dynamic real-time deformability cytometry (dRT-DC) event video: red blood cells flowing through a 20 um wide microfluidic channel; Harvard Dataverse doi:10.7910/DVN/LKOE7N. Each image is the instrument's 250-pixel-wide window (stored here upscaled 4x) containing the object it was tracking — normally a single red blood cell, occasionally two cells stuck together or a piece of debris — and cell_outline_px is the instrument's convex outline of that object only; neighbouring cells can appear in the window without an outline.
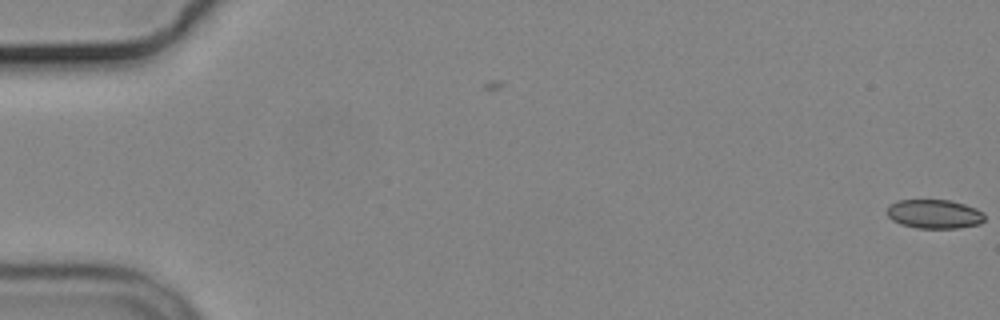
{"species": "common noctule bat (a hibernating species)", "species_latin": "Nyctalus noctula", "temperature_condition": "cold", "stored_images_in_passage": 5, "camera_frame_rate_fps": 3000, "um_per_image_px": 0.085, "animal": {"sex": "male", "body_mass_g": 19.2, "forearm_length_mm": 51.8}, "frame": {"image": 1, "passage_image": 5, "time_ms": 1.333, "image_size_px": [1000, 320], "cell_outline_px": [[984, 220], [980, 224], [960, 228], [916, 228], [900, 224], [892, 220], [888, 216], [888, 204], [896, 200], [952, 200], [976, 208], [984, 212]], "centroid_in_image_um": [79.42, 18.19], "position_along_channel_um": 5.6, "area_um2": 16.7}}